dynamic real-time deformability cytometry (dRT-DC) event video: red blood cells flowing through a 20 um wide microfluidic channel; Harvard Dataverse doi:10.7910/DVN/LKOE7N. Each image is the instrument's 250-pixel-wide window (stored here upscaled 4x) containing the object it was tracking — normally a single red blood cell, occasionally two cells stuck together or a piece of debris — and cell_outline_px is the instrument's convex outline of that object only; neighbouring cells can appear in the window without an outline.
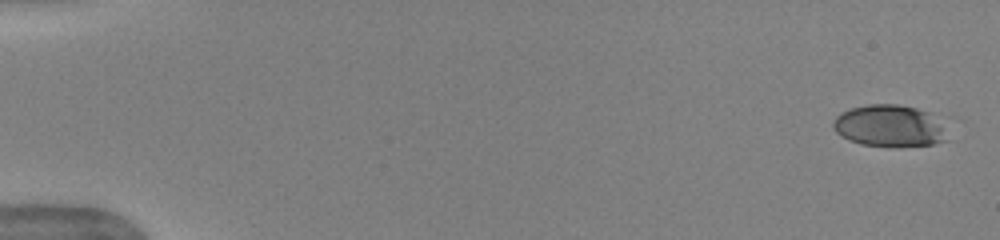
{"species": "human", "species_latin": "Homo sapiens", "temperature_condition": "warm", "stored_images_in_passage": 51, "camera_frame_rate_fps": 3000, "um_per_image_px": 0.085, "donor": {"sex": "female"}, "frame": {"image": 1, "passage_image": 1, "time_ms": 0.0, "image_size_px": [1000, 240], "cell_outline_px": [[948, 140], [932, 144], [896, 148], [892, 148], [860, 144], [848, 140], [836, 132], [832, 128], [832, 124], [836, 116], [840, 112], [852, 108], [868, 104], [896, 104], [916, 108], [928, 112], [940, 128]], "centroid_in_image_um": [75.5, 10.73], "position_along_channel_um": 9.5, "area_um2": 27.69}}
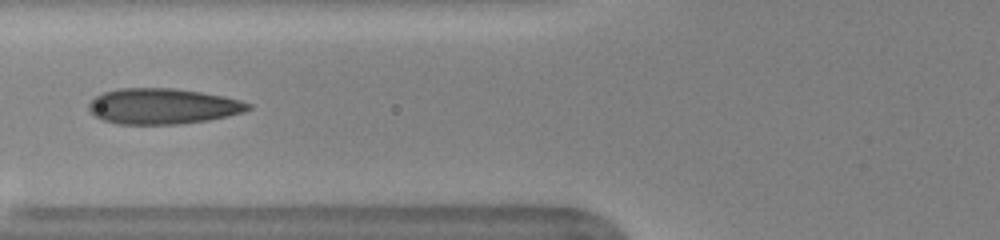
{"frame": {"image": 2, "passage_image": 21, "time_ms": 6.667, "image_size_px": [1000, 240], "cell_outline_px": [[252, 108], [244, 112], [228, 116], [208, 120], [176, 124], [116, 124], [104, 120], [96, 116], [88, 108], [88, 104], [96, 96], [104, 92], [120, 88], [172, 88], [200, 92], [224, 96], [240, 100], [252, 104]], "centroid_in_image_um": [13.86, 9.03], "position_along_channel_um": 111.9, "area_um2": 33.06}}
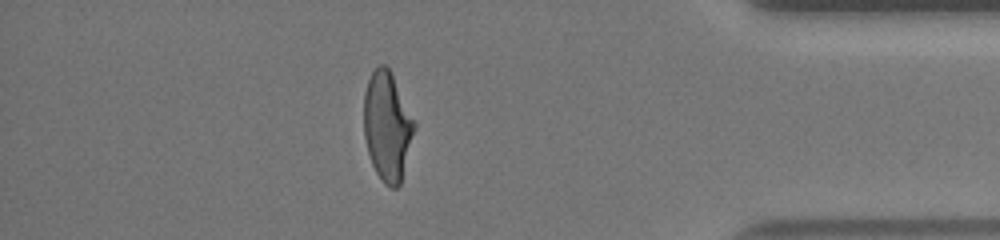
{"frame": {"image": 3, "passage_image": 45, "time_ms": 14.667, "image_size_px": [1000, 240], "cell_outline_px": [[416, 128], [400, 184], [396, 188], [392, 188], [384, 184], [376, 172], [372, 164], [368, 152], [364, 136], [364, 92], [368, 80], [372, 72], [380, 64], [384, 64], [388, 68], [416, 124]], "centroid_in_image_um": [32.91, 10.77], "position_along_channel_um": 402.3, "area_um2": 31.67}, "authors_computed_cell_mechanics": {"area_um2": 32.1946, "velocity_mm_per_s": 3.9892, "shape_relaxation_time_tau1_ms": 4.9407, "shape_relaxation_time_tau2_ms": 0.6414, "deformation_change_tau1": 0.2165, "deformation_change_tau2": 0.0789}}